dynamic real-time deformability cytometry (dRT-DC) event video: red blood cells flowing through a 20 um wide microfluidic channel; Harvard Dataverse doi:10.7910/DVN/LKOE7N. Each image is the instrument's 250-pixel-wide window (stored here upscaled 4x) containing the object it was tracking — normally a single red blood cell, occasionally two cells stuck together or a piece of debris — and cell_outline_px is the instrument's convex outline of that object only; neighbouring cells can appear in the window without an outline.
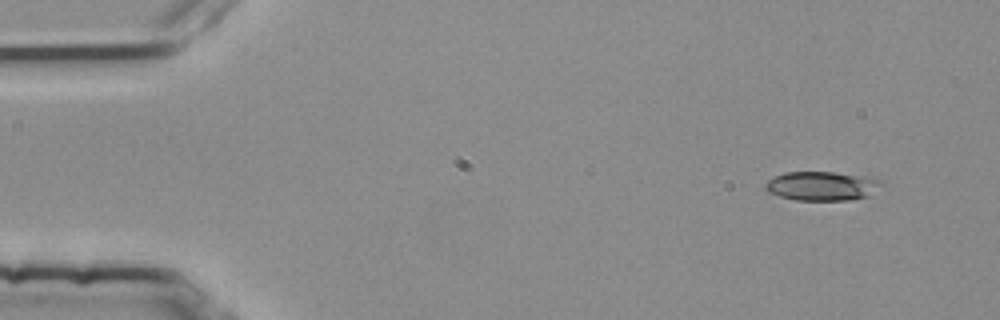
{"species": "common noctule bat (a hibernating species)", "species_latin": "Nyctalus noctula", "temperature_condition": "room temperature", "stored_images_in_passage": 5, "camera_frame_rate_fps": 3000, "um_per_image_px": 0.085, "animal": {"sex": "female", "body_mass_g": 25.1}, "frame": {"image": 1, "passage_image": 1, "time_ms": 0.0, "image_size_px": [1000, 320], "cell_outline_px": [[884, 184], [868, 196], [848, 200], [796, 200], [780, 196], [768, 192], [764, 188], [764, 184], [768, 180], [784, 172], [836, 172], [872, 176], [884, 180]], "centroid_in_image_um": [69.92, 15.79], "position_along_channel_um": 15.1, "area_um2": 20.0}}
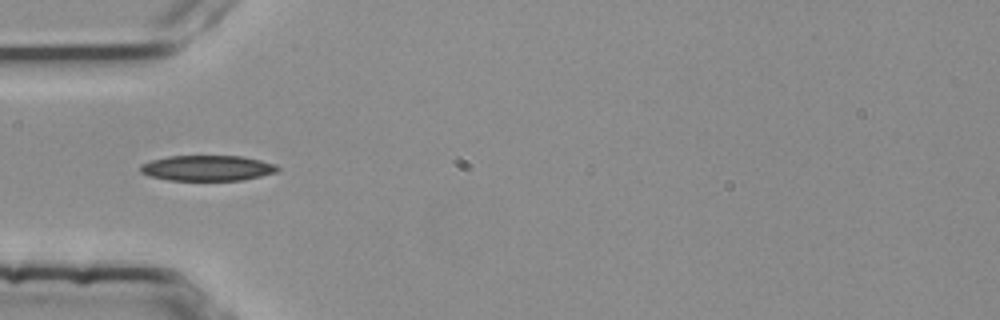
{"frame": {"image": 2, "passage_image": 4, "time_ms": 1.0, "image_size_px": [1000, 320], "cell_outline_px": [[280, 168], [276, 172], [260, 176], [240, 180], [168, 180], [148, 176], [140, 172], [140, 164], [152, 160], [168, 156], [244, 156], [276, 164]], "centroid_in_image_um": [17.6, 14.28], "position_along_channel_um": 67.4, "area_um2": 20.4}}